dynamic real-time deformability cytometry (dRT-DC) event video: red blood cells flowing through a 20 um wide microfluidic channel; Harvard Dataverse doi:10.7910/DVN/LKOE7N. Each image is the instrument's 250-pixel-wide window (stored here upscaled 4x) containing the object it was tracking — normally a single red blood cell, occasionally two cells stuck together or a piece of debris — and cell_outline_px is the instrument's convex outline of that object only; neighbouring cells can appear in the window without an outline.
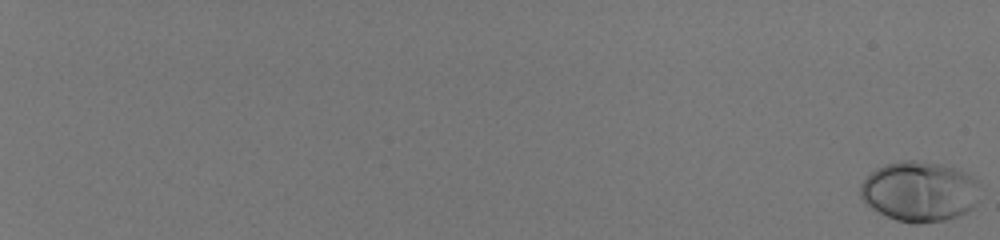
{"species": "human", "species_latin": "Homo sapiens", "temperature_condition": "room temperature", "stored_images_in_passage": 58, "camera_frame_rate_fps": 3000, "um_per_image_px": 0.085, "donor": {"sex": "male"}, "frame": {"image": 1, "passage_image": 1, "time_ms": 0.0, "image_size_px": [1000, 240], "cell_outline_px": [[976, 204], [972, 208], [956, 216], [944, 220], [920, 224], [912, 224], [896, 220], [872, 208], [860, 196], [860, 184], [876, 168], [884, 164], [900, 160], [916, 160], [940, 164], [956, 168], [964, 172], [976, 180]], "centroid_in_image_um": [78.11, 16.27], "position_along_channel_um": 6.9, "area_um2": 41.56}}
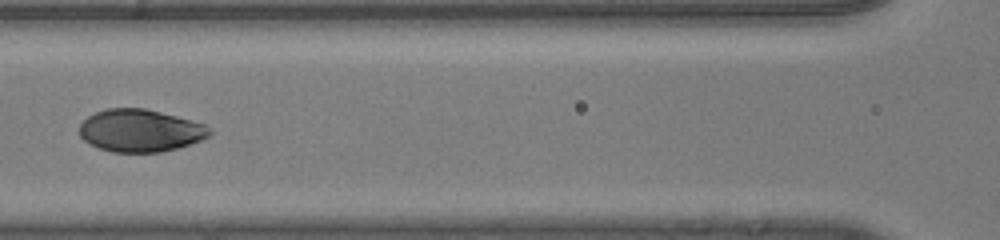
{"frame": {"image": 2, "passage_image": 34, "time_ms": 11.0, "image_size_px": [1000, 240], "cell_outline_px": [[212, 132], [208, 136], [200, 140], [176, 148], [160, 152], [112, 152], [88, 144], [80, 136], [80, 124], [88, 116], [96, 112], [108, 108], [144, 108], [176, 116], [204, 124]], "centroid_in_image_um": [11.88, 11.1], "position_along_channel_um": 154.7, "area_um2": 31.91}}
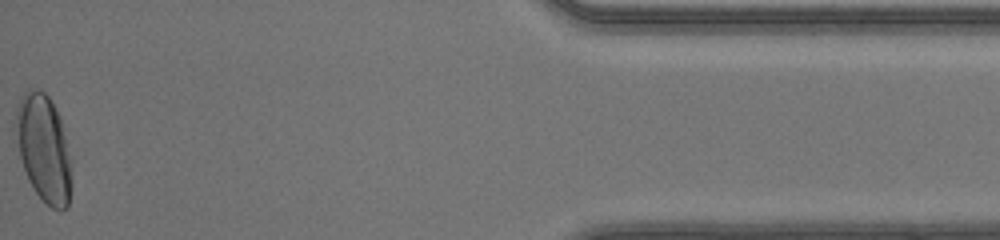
{"frame": {"image": 3, "passage_image": 58, "time_ms": 19.0, "image_size_px": [1000, 240], "cell_outline_px": [[72, 188], [68, 208], [60, 212], [52, 208], [36, 192], [28, 180], [20, 156], [12, 124], [16, 108], [24, 92], [28, 88], [40, 88], [48, 96], [60, 120], [72, 160]], "centroid_in_image_um": [3.71, 12.62], "position_along_channel_um": 431.5, "area_um2": 35.49}, "authors_computed_cell_mechanics": {"area_um2": 33.4951, "velocity_mm_per_s": 4.1537, "shape_relaxation_time_tau1_ms": 2.3782, "shape_relaxation_time_tau2_ms": null, "deformation_change_tau1": 0.1605, "deformation_change_tau2": null}}